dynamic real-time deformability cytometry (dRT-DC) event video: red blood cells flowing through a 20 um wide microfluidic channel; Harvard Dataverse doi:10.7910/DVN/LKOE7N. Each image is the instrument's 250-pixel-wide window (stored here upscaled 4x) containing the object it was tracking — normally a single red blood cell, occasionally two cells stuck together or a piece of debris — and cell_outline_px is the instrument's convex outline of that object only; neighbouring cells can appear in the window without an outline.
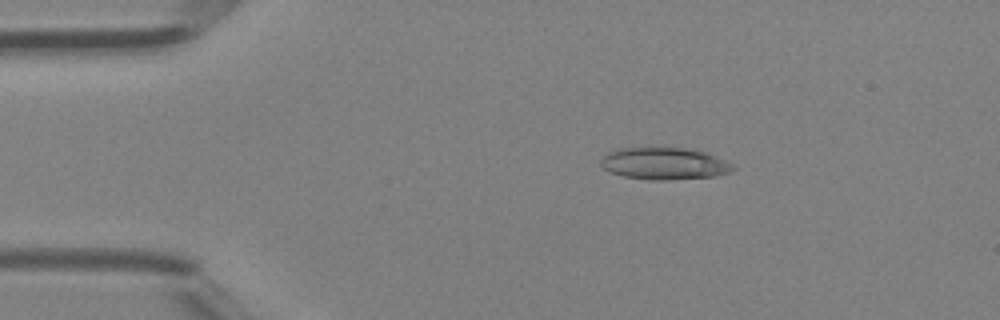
{"species": "Egyptian fruit bat (a non-hibernating species)", "species_latin": "Rousettus aegyptiacus", "temperature_condition": "room temperature", "stored_images_in_passage": 40, "camera_frame_rate_fps": 3000, "um_per_image_px": 0.085, "animal": {"sex": "female"}, "frame": {"image": 1, "passage_image": 1, "time_ms": 0.0, "image_size_px": [1000, 320], "cell_outline_px": [[736, 168], [728, 172], [716, 176], [664, 180], [652, 180], [624, 176], [612, 172], [604, 168], [600, 164], [600, 160], [608, 152], [620, 148], [684, 148], [704, 152], [724, 160], [732, 164]], "centroid_in_image_um": [56.45, 13.9], "position_along_channel_um": 28.5, "area_um2": 24.28}}
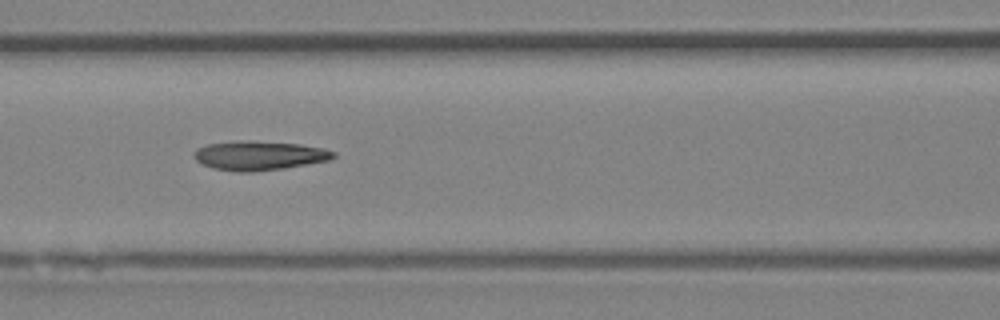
{"frame": {"image": 2, "passage_image": 13, "time_ms": 4.0, "image_size_px": [1000, 320], "cell_outline_px": [[336, 156], [328, 160], [284, 168], [248, 172], [240, 172], [216, 168], [204, 164], [196, 160], [196, 148], [204, 144], [240, 140], [248, 140], [300, 144], [324, 148], [336, 152]], "centroid_in_image_um": [22.05, 13.2], "position_along_channel_um": 144.5, "area_um2": 23.52}}
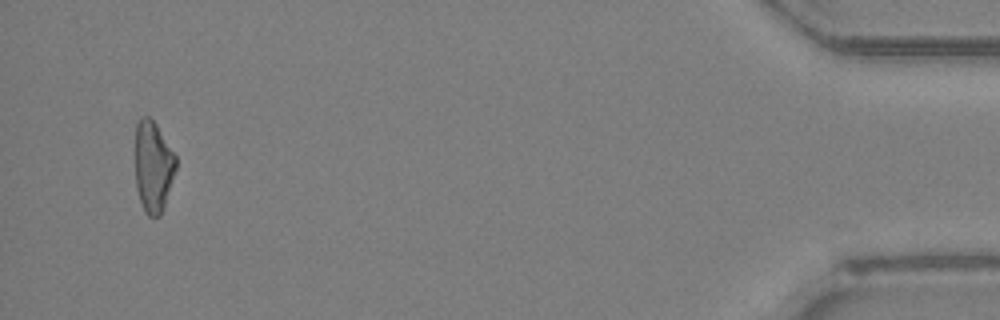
{"frame": {"image": 3, "passage_image": 38, "time_ms": 12.333, "image_size_px": [1000, 320], "cell_outline_px": [[176, 168], [160, 216], [148, 216], [144, 212], [136, 188], [136, 124], [140, 116], [148, 116], [156, 124], [176, 156]], "centroid_in_image_um": [13.01, 14.14], "position_along_channel_um": 422.2, "area_um2": 21.33}, "authors_computed_cell_mechanics": {"area_um2": 22.9466, "velocity_mm_per_s": 4.3432, "shape_relaxation_time_tau1_ms": null, "shape_relaxation_time_tau2_ms": 3.5172, "deformation_change_tau1": null, "deformation_change_tau2": 0.1433}}